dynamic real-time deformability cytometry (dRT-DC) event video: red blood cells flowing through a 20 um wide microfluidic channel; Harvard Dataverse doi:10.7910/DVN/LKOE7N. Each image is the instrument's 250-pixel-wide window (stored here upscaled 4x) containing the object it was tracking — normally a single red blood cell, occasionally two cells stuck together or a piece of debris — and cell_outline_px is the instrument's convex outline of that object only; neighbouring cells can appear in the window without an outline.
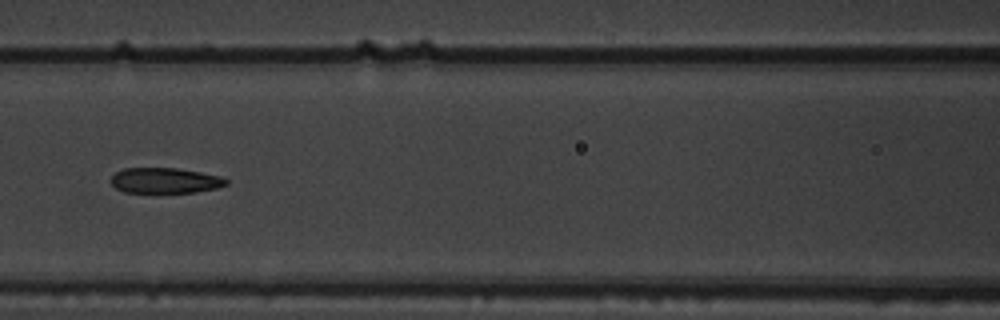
{"species": "common noctule bat (a hibernating species)", "species_latin": "Nyctalus noctula", "temperature_condition": "warm", "stored_images_in_passage": 8, "camera_frame_rate_fps": 3000, "um_per_image_px": 0.085, "animal": {"sex": "male", "body_mass_g": 19.5, "forearm_length_mm": 54.6}, "frame": {"image": 1, "passage_image": 8, "time_ms": 2.333, "image_size_px": [1000, 320], "cell_outline_px": [[228, 184], [216, 188], [196, 192], [124, 192], [116, 188], [112, 184], [112, 176], [116, 172], [124, 168], [176, 168], [224, 176], [228, 180]], "centroid_in_image_um": [14.07, 15.34], "position_along_channel_um": 152.5, "area_um2": 17.05}}